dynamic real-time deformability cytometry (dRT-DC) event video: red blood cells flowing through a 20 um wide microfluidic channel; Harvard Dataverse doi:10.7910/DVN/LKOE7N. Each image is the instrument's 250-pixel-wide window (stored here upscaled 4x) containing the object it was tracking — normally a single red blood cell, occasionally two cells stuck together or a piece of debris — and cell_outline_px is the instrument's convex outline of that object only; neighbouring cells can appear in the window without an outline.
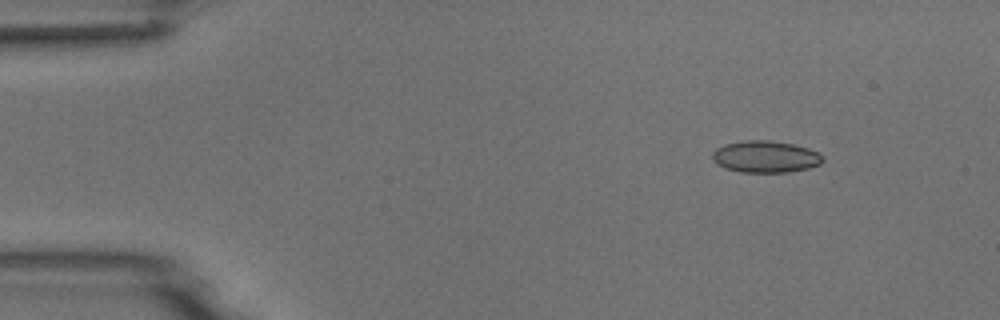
{"species": "common noctule bat (a hibernating species)", "species_latin": "Nyctalus noctula", "temperature_condition": "room temperature", "stored_images_in_passage": 3, "camera_frame_rate_fps": 3000, "um_per_image_px": 0.085, "animal": {"sex": "male", "body_mass_g": 18.8}, "frame": {"image": 1, "passage_image": 1, "time_ms": 0.0, "image_size_px": [1000, 320], "cell_outline_px": [[824, 160], [820, 164], [808, 168], [788, 172], [740, 172], [724, 168], [716, 164], [712, 160], [712, 152], [716, 148], [724, 144], [744, 140], [768, 140], [792, 144], [808, 148], [816, 152]], "centroid_in_image_um": [65.0, 13.32], "position_along_channel_um": 20.0, "area_um2": 20.46}}